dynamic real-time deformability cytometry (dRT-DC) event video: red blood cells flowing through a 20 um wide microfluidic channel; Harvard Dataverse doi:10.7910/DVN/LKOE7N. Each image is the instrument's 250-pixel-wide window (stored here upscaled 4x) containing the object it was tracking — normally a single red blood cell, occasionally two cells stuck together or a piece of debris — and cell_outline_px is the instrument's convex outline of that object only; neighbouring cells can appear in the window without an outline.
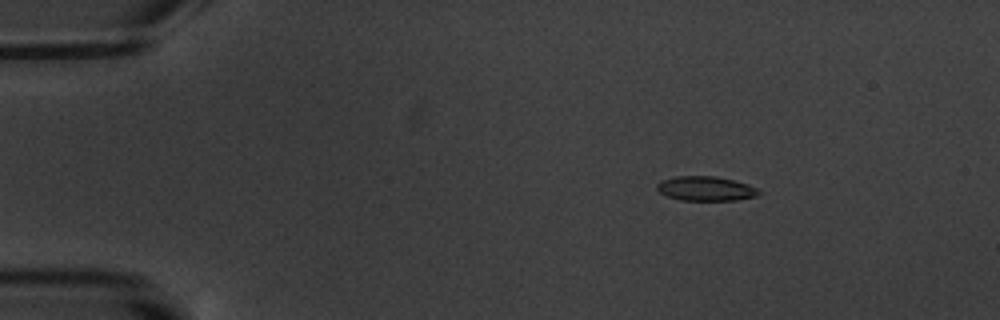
{"species": "common noctule bat (a hibernating species)", "species_latin": "Nyctalus noctula", "temperature_condition": "warm", "stored_images_in_passage": 16, "camera_frame_rate_fps": 3000, "um_per_image_px": 0.085, "animal": {"sex": "male", "body_mass_g": 20.1, "forearm_length_mm": 53.5}, "frame": {"image": 1, "passage_image": 3, "time_ms": 2.333, "image_size_px": [1000, 320], "cell_outline_px": [[760, 192], [756, 196], [736, 200], [680, 200], [668, 196], [660, 192], [656, 188], [656, 184], [660, 180], [676, 176], [716, 176], [748, 184], [756, 188]], "centroid_in_image_um": [59.95, 16.02], "position_along_channel_um": 25.0, "area_um2": 14.45}}
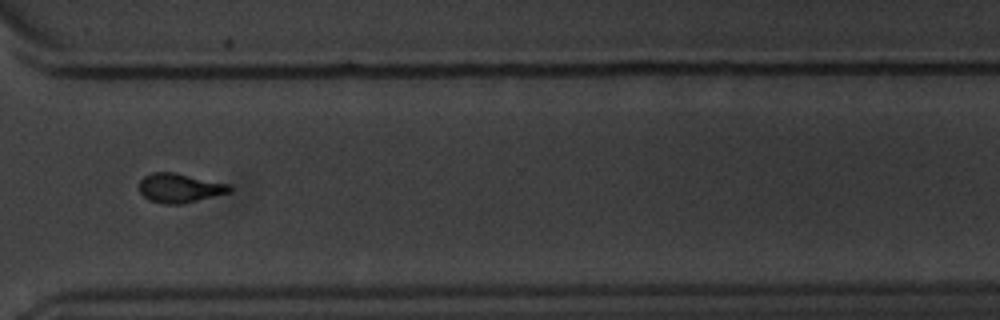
{"frame": {"image": 2, "passage_image": 13, "time_ms": 14.0, "image_size_px": [1000, 320], "cell_outline_px": [[232, 188], [228, 192], [180, 204], [164, 204], [152, 200], [144, 196], [140, 192], [140, 180], [144, 176], [152, 172], [176, 172], [228, 184]], "centroid_in_image_um": [15.23, 15.96], "position_along_channel_um": 355.4, "area_um2": 15.03}}
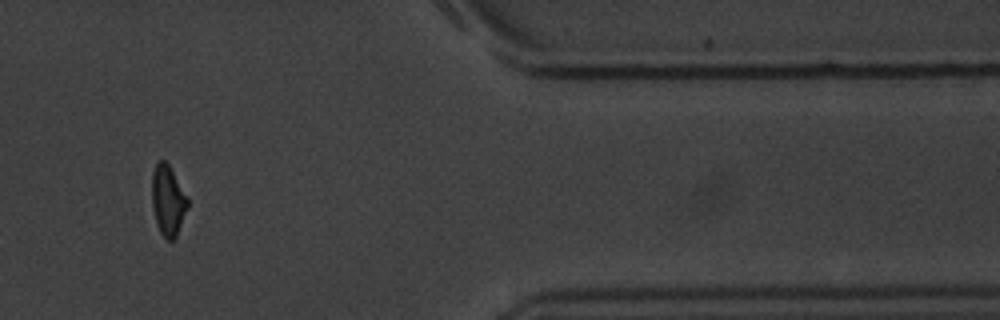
{"frame": {"image": 3, "passage_image": 15, "time_ms": 16.0, "image_size_px": [1000, 320], "cell_outline_px": [[188, 208], [176, 236], [172, 240], [168, 240], [160, 232], [156, 224], [152, 204], [152, 172], [156, 164], [160, 160], [164, 160], [168, 164], [188, 196]], "centroid_in_image_um": [14.28, 17.03], "position_along_channel_um": 397.1, "area_um2": 14.62}, "authors_computed_cell_mechanics": {"area_um2": 14.9702, "velocity_mm_per_s": 3.4798, "shape_relaxation_time_tau1_ms": 3.4367, "shape_relaxation_time_tau2_ms": 1.6528, "deformation_change_tau1": 0.1223, "deformation_change_tau2": 0.0475}}